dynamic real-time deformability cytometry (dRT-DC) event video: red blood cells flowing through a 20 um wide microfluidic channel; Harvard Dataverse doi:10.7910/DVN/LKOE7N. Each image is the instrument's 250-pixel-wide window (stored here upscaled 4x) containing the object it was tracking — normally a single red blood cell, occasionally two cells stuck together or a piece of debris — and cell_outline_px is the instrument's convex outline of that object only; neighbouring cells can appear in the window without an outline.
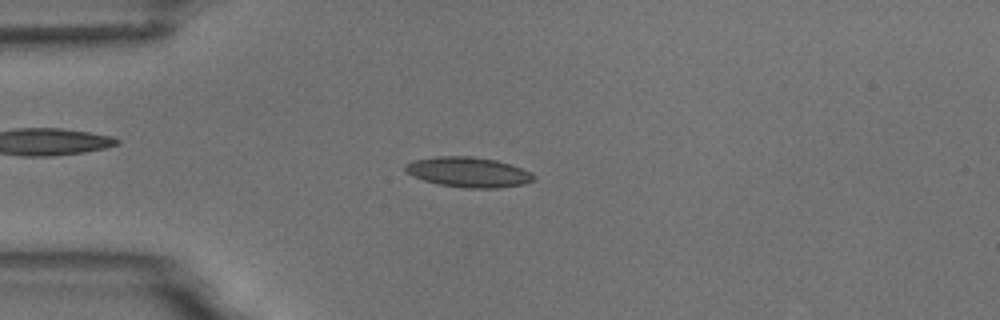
{"species": "common noctule bat (a hibernating species)", "species_latin": "Nyctalus noctula", "temperature_condition": "room temperature", "stored_images_in_passage": 53, "camera_frame_rate_fps": 3000, "um_per_image_px": 0.085, "animal": {"sex": "male", "body_mass_g": 18.8}, "frame": {"image": 1, "passage_image": 13, "time_ms": 4.0, "image_size_px": [1000, 320], "cell_outline_px": [[536, 180], [524, 184], [500, 188], [464, 188], [440, 184], [424, 180], [412, 176], [404, 168], [404, 164], [416, 160], [440, 156], [472, 156], [496, 160], [532, 172], [536, 176]], "centroid_in_image_um": [39.85, 14.64], "position_along_channel_um": 45.1, "area_um2": 22.48}}
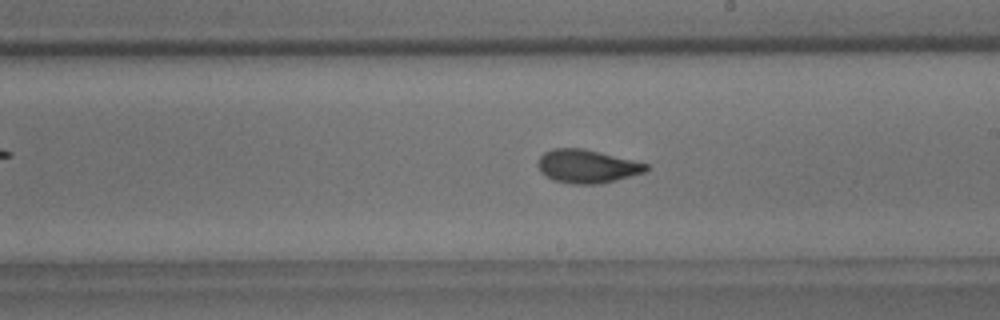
{"frame": {"image": 2, "passage_image": 30, "time_ms": 9.667, "image_size_px": [1000, 320], "cell_outline_px": [[648, 172], [600, 184], [572, 184], [552, 180], [544, 176], [540, 172], [536, 164], [540, 156], [544, 152], [552, 148], [584, 148], [648, 164]], "centroid_in_image_um": [49.87, 14.14], "position_along_channel_um": 239.1, "area_um2": 21.33}}
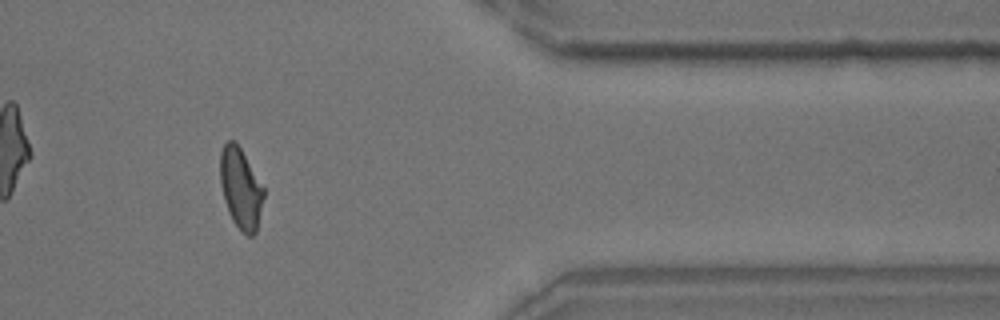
{"frame": {"image": 3, "passage_image": 44, "time_ms": 14.333, "image_size_px": [1000, 320], "cell_outline_px": [[264, 196], [256, 232], [252, 236], [248, 236], [232, 220], [228, 212], [224, 200], [220, 184], [220, 152], [224, 144], [228, 140], [236, 140], [264, 188]], "centroid_in_image_um": [20.45, 15.98], "position_along_channel_um": 391.0, "area_um2": 20.4}, "authors_computed_cell_mechanics": {"area_um2": 20.7502, "velocity_mm_per_s": 3.721, "shape_relaxation_time_tau1_ms": 4.9176, "shape_relaxation_time_tau2_ms": 1.6073, "deformation_change_tau1": 0.1462, "deformation_change_tau2": 0.0736}}